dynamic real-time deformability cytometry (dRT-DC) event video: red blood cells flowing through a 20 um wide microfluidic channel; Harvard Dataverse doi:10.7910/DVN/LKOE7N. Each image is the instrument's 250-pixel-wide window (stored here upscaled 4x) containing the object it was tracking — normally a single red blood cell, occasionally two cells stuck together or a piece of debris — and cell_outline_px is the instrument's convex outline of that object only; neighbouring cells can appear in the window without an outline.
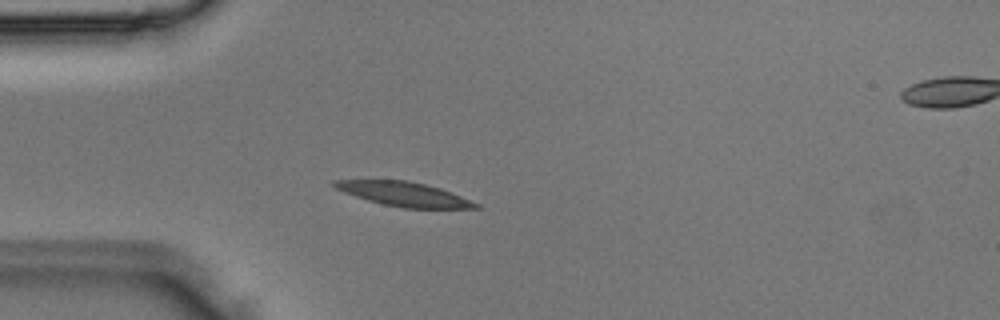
{"species": "Egyptian fruit bat (a non-hibernating species)", "species_latin": "Rousettus aegyptiacus", "temperature_condition": "room temperature", "stored_images_in_passage": 4, "segment_of_instrument_passage": [1, 2], "camera_frame_rate_fps": 3000, "um_per_image_px": 0.085, "animal": {"sex": "male"}, "frame": {"image": 1, "passage_image": 3, "time_ms": 0.667, "image_size_px": [1000, 320], "cell_outline_px": [[480, 208], [404, 208], [384, 204], [368, 200], [344, 192], [336, 188], [332, 184], [332, 180], [408, 180], [440, 188], [480, 204]], "centroid_in_image_um": [34.34, 16.49], "position_along_channel_um": 50.7, "area_um2": 19.65}}